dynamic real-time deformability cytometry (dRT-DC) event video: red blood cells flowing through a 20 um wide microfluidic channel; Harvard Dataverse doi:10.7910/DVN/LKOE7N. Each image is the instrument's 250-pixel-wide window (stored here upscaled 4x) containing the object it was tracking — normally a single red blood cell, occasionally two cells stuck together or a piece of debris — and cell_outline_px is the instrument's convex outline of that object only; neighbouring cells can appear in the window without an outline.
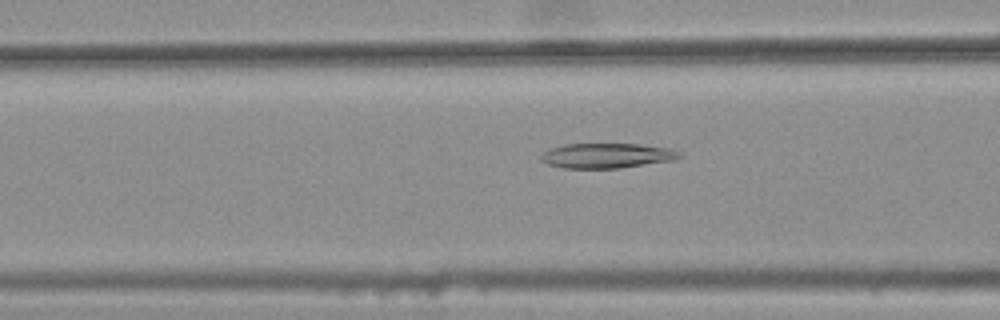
{"species": "common noctule bat (a hibernating species)", "species_latin": "Nyctalus noctula", "temperature_condition": "warm", "stored_images_in_passage": 44, "camera_frame_rate_fps": 3000, "um_per_image_px": 0.085, "animal": {"sex": "female", "body_mass_g": 25.1}, "frame": {"image": 1, "passage_image": 17, "time_ms": 5.333, "image_size_px": [1000, 320], "cell_outline_px": [[680, 156], [672, 160], [620, 168], [564, 168], [548, 164], [540, 160], [540, 156], [544, 152], [552, 148], [564, 144], [640, 144], [672, 148], [680, 152]], "centroid_in_image_um": [51.57, 13.22], "position_along_channel_um": 115.0, "area_um2": 20.0}}
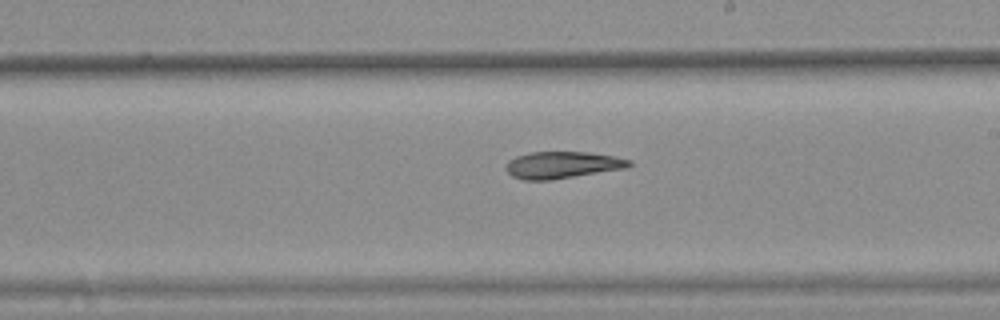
{"frame": {"image": 2, "passage_image": 27, "time_ms": 8.667, "image_size_px": [1000, 320], "cell_outline_px": [[632, 164], [628, 168], [552, 180], [524, 180], [512, 176], [504, 168], [508, 160], [516, 156], [532, 152], [588, 152], [612, 156], [632, 160]], "centroid_in_image_um": [47.8, 14.03], "position_along_channel_um": 241.2, "area_um2": 19.42}}
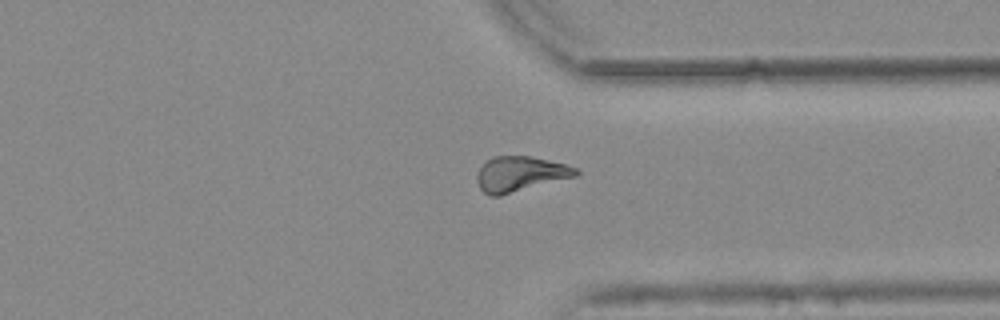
{"frame": {"image": 3, "passage_image": 37, "time_ms": 12.0, "image_size_px": [1000, 320], "cell_outline_px": [[580, 172], [576, 176], [500, 196], [488, 196], [480, 188], [476, 180], [476, 176], [480, 168], [492, 156], [528, 156], [568, 164], [576, 168]], "centroid_in_image_um": [44.21, 14.79], "position_along_channel_um": 367.2, "area_um2": 20.23}}